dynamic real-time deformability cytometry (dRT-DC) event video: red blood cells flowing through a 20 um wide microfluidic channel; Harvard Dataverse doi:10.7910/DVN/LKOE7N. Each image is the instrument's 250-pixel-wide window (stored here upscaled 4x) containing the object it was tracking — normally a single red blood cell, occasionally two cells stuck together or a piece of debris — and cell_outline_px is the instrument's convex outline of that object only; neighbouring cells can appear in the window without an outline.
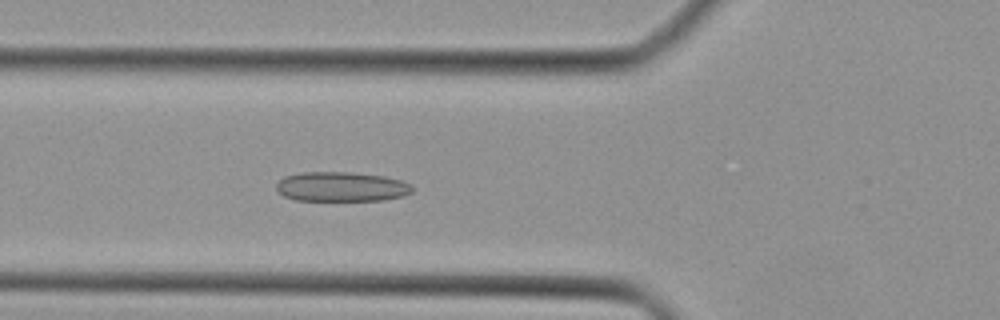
{"species": "Egyptian fruit bat (a non-hibernating species)", "species_latin": "Rousettus aegyptiacus", "temperature_condition": "cold", "stored_images_in_passage": 44, "camera_frame_rate_fps": 3000, "um_per_image_px": 0.085, "animal": {"sex": "female"}, "frame": {"image": 1, "passage_image": 16, "time_ms": 5.0, "image_size_px": [1000, 320], "cell_outline_px": [[412, 192], [404, 196], [384, 200], [296, 200], [284, 196], [276, 188], [276, 184], [284, 176], [304, 172], [348, 172], [384, 176], [400, 180], [412, 184]], "centroid_in_image_um": [29.04, 15.87], "position_along_channel_um": 96.8, "area_um2": 23.41}}
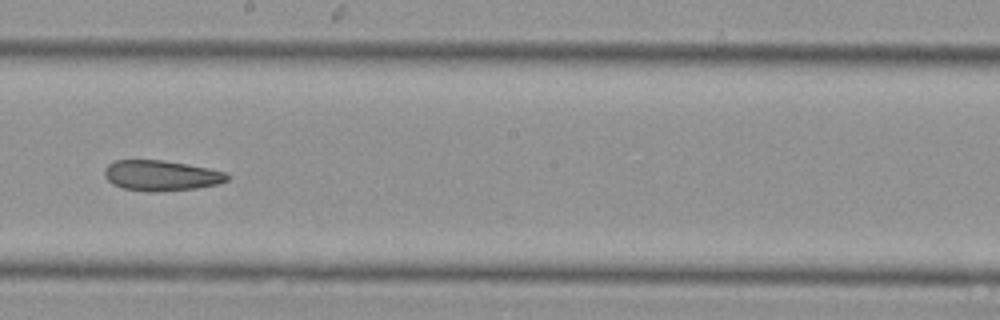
{"frame": {"image": 2, "passage_image": 25, "time_ms": 8.0, "image_size_px": [1000, 320], "cell_outline_px": [[228, 180], [220, 184], [196, 188], [156, 192], [148, 192], [124, 188], [112, 184], [104, 176], [104, 168], [108, 164], [116, 160], [164, 160], [188, 164], [208, 168], [224, 172], [228, 176]], "centroid_in_image_um": [13.68, 14.92], "position_along_channel_um": 234.5, "area_um2": 21.85}}
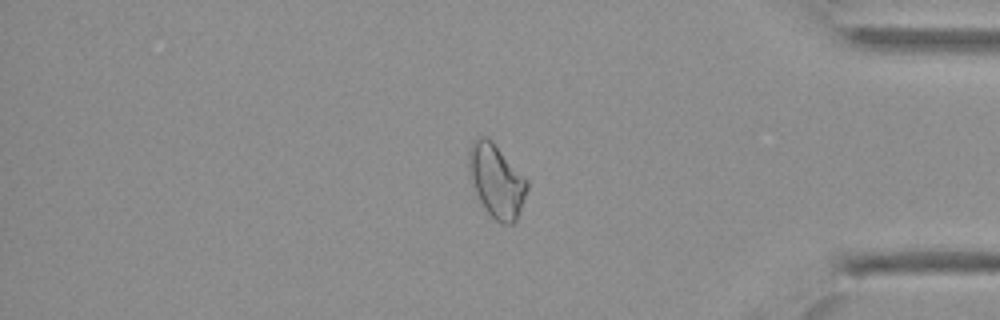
{"frame": {"image": 3, "passage_image": 37, "time_ms": 12.0, "image_size_px": [1000, 320], "cell_outline_px": [[528, 188], [516, 220], [512, 224], [504, 224], [496, 220], [484, 208], [472, 184], [468, 172], [468, 148], [472, 140], [476, 136], [488, 136], [492, 140], [528, 180]], "centroid_in_image_um": [42.17, 15.31], "position_along_channel_um": 393.0, "area_um2": 25.03}}